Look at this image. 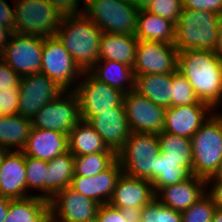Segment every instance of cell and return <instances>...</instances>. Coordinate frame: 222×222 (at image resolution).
Returning <instances> with one entry per match:
<instances>
[{"instance_id":"32","label":"cell","mask_w":222,"mask_h":222,"mask_svg":"<svg viewBox=\"0 0 222 222\" xmlns=\"http://www.w3.org/2000/svg\"><path fill=\"white\" fill-rule=\"evenodd\" d=\"M192 175V166H179L178 162H173L160 153L156 164V179L152 182L154 193L156 194L165 186L186 180Z\"/></svg>"},{"instance_id":"9","label":"cell","mask_w":222,"mask_h":222,"mask_svg":"<svg viewBox=\"0 0 222 222\" xmlns=\"http://www.w3.org/2000/svg\"><path fill=\"white\" fill-rule=\"evenodd\" d=\"M74 91L78 96L82 120L122 106L125 96V92L97 80L88 71L82 73Z\"/></svg>"},{"instance_id":"43","label":"cell","mask_w":222,"mask_h":222,"mask_svg":"<svg viewBox=\"0 0 222 222\" xmlns=\"http://www.w3.org/2000/svg\"><path fill=\"white\" fill-rule=\"evenodd\" d=\"M95 222H128L119 208L109 203L100 205Z\"/></svg>"},{"instance_id":"13","label":"cell","mask_w":222,"mask_h":222,"mask_svg":"<svg viewBox=\"0 0 222 222\" xmlns=\"http://www.w3.org/2000/svg\"><path fill=\"white\" fill-rule=\"evenodd\" d=\"M123 106L131 132L159 134L163 131L165 107L135 90L125 93Z\"/></svg>"},{"instance_id":"55","label":"cell","mask_w":222,"mask_h":222,"mask_svg":"<svg viewBox=\"0 0 222 222\" xmlns=\"http://www.w3.org/2000/svg\"><path fill=\"white\" fill-rule=\"evenodd\" d=\"M0 115H1V94H0Z\"/></svg>"},{"instance_id":"12","label":"cell","mask_w":222,"mask_h":222,"mask_svg":"<svg viewBox=\"0 0 222 222\" xmlns=\"http://www.w3.org/2000/svg\"><path fill=\"white\" fill-rule=\"evenodd\" d=\"M64 91L43 73L20 77L18 114L32 119L44 105L54 101Z\"/></svg>"},{"instance_id":"2","label":"cell","mask_w":222,"mask_h":222,"mask_svg":"<svg viewBox=\"0 0 222 222\" xmlns=\"http://www.w3.org/2000/svg\"><path fill=\"white\" fill-rule=\"evenodd\" d=\"M103 31L84 13L64 15L55 36L84 72L99 60Z\"/></svg>"},{"instance_id":"46","label":"cell","mask_w":222,"mask_h":222,"mask_svg":"<svg viewBox=\"0 0 222 222\" xmlns=\"http://www.w3.org/2000/svg\"><path fill=\"white\" fill-rule=\"evenodd\" d=\"M120 211L128 222H140L141 220L142 208L125 207L120 208Z\"/></svg>"},{"instance_id":"22","label":"cell","mask_w":222,"mask_h":222,"mask_svg":"<svg viewBox=\"0 0 222 222\" xmlns=\"http://www.w3.org/2000/svg\"><path fill=\"white\" fill-rule=\"evenodd\" d=\"M68 151V135L33 127L22 150L24 155L50 161Z\"/></svg>"},{"instance_id":"19","label":"cell","mask_w":222,"mask_h":222,"mask_svg":"<svg viewBox=\"0 0 222 222\" xmlns=\"http://www.w3.org/2000/svg\"><path fill=\"white\" fill-rule=\"evenodd\" d=\"M156 198L152 182L122 172L109 204L115 208H143Z\"/></svg>"},{"instance_id":"51","label":"cell","mask_w":222,"mask_h":222,"mask_svg":"<svg viewBox=\"0 0 222 222\" xmlns=\"http://www.w3.org/2000/svg\"><path fill=\"white\" fill-rule=\"evenodd\" d=\"M212 222H222V208H216Z\"/></svg>"},{"instance_id":"28","label":"cell","mask_w":222,"mask_h":222,"mask_svg":"<svg viewBox=\"0 0 222 222\" xmlns=\"http://www.w3.org/2000/svg\"><path fill=\"white\" fill-rule=\"evenodd\" d=\"M68 150L74 156L97 152H114L105 145L102 137L86 121L80 120L68 134Z\"/></svg>"},{"instance_id":"35","label":"cell","mask_w":222,"mask_h":222,"mask_svg":"<svg viewBox=\"0 0 222 222\" xmlns=\"http://www.w3.org/2000/svg\"><path fill=\"white\" fill-rule=\"evenodd\" d=\"M140 222H182L181 212L163 205L154 198L142 208Z\"/></svg>"},{"instance_id":"31","label":"cell","mask_w":222,"mask_h":222,"mask_svg":"<svg viewBox=\"0 0 222 222\" xmlns=\"http://www.w3.org/2000/svg\"><path fill=\"white\" fill-rule=\"evenodd\" d=\"M160 153L179 166H192L193 154L191 139L161 131L157 134Z\"/></svg>"},{"instance_id":"36","label":"cell","mask_w":222,"mask_h":222,"mask_svg":"<svg viewBox=\"0 0 222 222\" xmlns=\"http://www.w3.org/2000/svg\"><path fill=\"white\" fill-rule=\"evenodd\" d=\"M216 205L206 193L190 208L181 212L182 222H212Z\"/></svg>"},{"instance_id":"34","label":"cell","mask_w":222,"mask_h":222,"mask_svg":"<svg viewBox=\"0 0 222 222\" xmlns=\"http://www.w3.org/2000/svg\"><path fill=\"white\" fill-rule=\"evenodd\" d=\"M117 160L115 152H97L74 156V175L91 177L108 169Z\"/></svg>"},{"instance_id":"26","label":"cell","mask_w":222,"mask_h":222,"mask_svg":"<svg viewBox=\"0 0 222 222\" xmlns=\"http://www.w3.org/2000/svg\"><path fill=\"white\" fill-rule=\"evenodd\" d=\"M172 73L135 75V91L153 103L172 107Z\"/></svg>"},{"instance_id":"16","label":"cell","mask_w":222,"mask_h":222,"mask_svg":"<svg viewBox=\"0 0 222 222\" xmlns=\"http://www.w3.org/2000/svg\"><path fill=\"white\" fill-rule=\"evenodd\" d=\"M214 112L209 105L200 101L197 104L168 107L163 131L191 139Z\"/></svg>"},{"instance_id":"52","label":"cell","mask_w":222,"mask_h":222,"mask_svg":"<svg viewBox=\"0 0 222 222\" xmlns=\"http://www.w3.org/2000/svg\"><path fill=\"white\" fill-rule=\"evenodd\" d=\"M207 179H222V162L220 164V167H219L218 171L215 173V175L211 176Z\"/></svg>"},{"instance_id":"50","label":"cell","mask_w":222,"mask_h":222,"mask_svg":"<svg viewBox=\"0 0 222 222\" xmlns=\"http://www.w3.org/2000/svg\"><path fill=\"white\" fill-rule=\"evenodd\" d=\"M136 8L140 9H145L147 5L152 1V0H130Z\"/></svg>"},{"instance_id":"4","label":"cell","mask_w":222,"mask_h":222,"mask_svg":"<svg viewBox=\"0 0 222 222\" xmlns=\"http://www.w3.org/2000/svg\"><path fill=\"white\" fill-rule=\"evenodd\" d=\"M192 174L214 176L222 162V111H215L191 137Z\"/></svg>"},{"instance_id":"3","label":"cell","mask_w":222,"mask_h":222,"mask_svg":"<svg viewBox=\"0 0 222 222\" xmlns=\"http://www.w3.org/2000/svg\"><path fill=\"white\" fill-rule=\"evenodd\" d=\"M222 16L212 11L182 8L175 23L174 46L186 50L215 51Z\"/></svg>"},{"instance_id":"54","label":"cell","mask_w":222,"mask_h":222,"mask_svg":"<svg viewBox=\"0 0 222 222\" xmlns=\"http://www.w3.org/2000/svg\"><path fill=\"white\" fill-rule=\"evenodd\" d=\"M45 222H57V221L54 220L51 216H49Z\"/></svg>"},{"instance_id":"8","label":"cell","mask_w":222,"mask_h":222,"mask_svg":"<svg viewBox=\"0 0 222 222\" xmlns=\"http://www.w3.org/2000/svg\"><path fill=\"white\" fill-rule=\"evenodd\" d=\"M40 73L46 74L65 91H74L83 71L56 36L43 38Z\"/></svg>"},{"instance_id":"24","label":"cell","mask_w":222,"mask_h":222,"mask_svg":"<svg viewBox=\"0 0 222 222\" xmlns=\"http://www.w3.org/2000/svg\"><path fill=\"white\" fill-rule=\"evenodd\" d=\"M135 36L142 41L174 44L175 23L145 9H140Z\"/></svg>"},{"instance_id":"44","label":"cell","mask_w":222,"mask_h":222,"mask_svg":"<svg viewBox=\"0 0 222 222\" xmlns=\"http://www.w3.org/2000/svg\"><path fill=\"white\" fill-rule=\"evenodd\" d=\"M13 7L8 4L6 0H0V23L7 26L12 32L14 31L15 23V8L14 0H12Z\"/></svg>"},{"instance_id":"14","label":"cell","mask_w":222,"mask_h":222,"mask_svg":"<svg viewBox=\"0 0 222 222\" xmlns=\"http://www.w3.org/2000/svg\"><path fill=\"white\" fill-rule=\"evenodd\" d=\"M178 51L174 44L138 40L134 75L167 74L177 70Z\"/></svg>"},{"instance_id":"37","label":"cell","mask_w":222,"mask_h":222,"mask_svg":"<svg viewBox=\"0 0 222 222\" xmlns=\"http://www.w3.org/2000/svg\"><path fill=\"white\" fill-rule=\"evenodd\" d=\"M172 107L197 104L200 100L188 80L177 70L172 73Z\"/></svg>"},{"instance_id":"48","label":"cell","mask_w":222,"mask_h":222,"mask_svg":"<svg viewBox=\"0 0 222 222\" xmlns=\"http://www.w3.org/2000/svg\"><path fill=\"white\" fill-rule=\"evenodd\" d=\"M12 199L0 195V222H4Z\"/></svg>"},{"instance_id":"38","label":"cell","mask_w":222,"mask_h":222,"mask_svg":"<svg viewBox=\"0 0 222 222\" xmlns=\"http://www.w3.org/2000/svg\"><path fill=\"white\" fill-rule=\"evenodd\" d=\"M145 10L176 23L182 10V0H152Z\"/></svg>"},{"instance_id":"15","label":"cell","mask_w":222,"mask_h":222,"mask_svg":"<svg viewBox=\"0 0 222 222\" xmlns=\"http://www.w3.org/2000/svg\"><path fill=\"white\" fill-rule=\"evenodd\" d=\"M50 216L57 222H95L100 204L67 187L50 201Z\"/></svg>"},{"instance_id":"49","label":"cell","mask_w":222,"mask_h":222,"mask_svg":"<svg viewBox=\"0 0 222 222\" xmlns=\"http://www.w3.org/2000/svg\"><path fill=\"white\" fill-rule=\"evenodd\" d=\"M215 53L222 59V20L219 26V31H218V43L216 46Z\"/></svg>"},{"instance_id":"11","label":"cell","mask_w":222,"mask_h":222,"mask_svg":"<svg viewBox=\"0 0 222 222\" xmlns=\"http://www.w3.org/2000/svg\"><path fill=\"white\" fill-rule=\"evenodd\" d=\"M43 38L12 32L2 60L20 77L40 73Z\"/></svg>"},{"instance_id":"18","label":"cell","mask_w":222,"mask_h":222,"mask_svg":"<svg viewBox=\"0 0 222 222\" xmlns=\"http://www.w3.org/2000/svg\"><path fill=\"white\" fill-rule=\"evenodd\" d=\"M122 172V167L119 161L116 160L108 169L95 176H73L70 188L100 205L106 204L109 203L116 182Z\"/></svg>"},{"instance_id":"42","label":"cell","mask_w":222,"mask_h":222,"mask_svg":"<svg viewBox=\"0 0 222 222\" xmlns=\"http://www.w3.org/2000/svg\"><path fill=\"white\" fill-rule=\"evenodd\" d=\"M20 76L0 57V91L19 87Z\"/></svg>"},{"instance_id":"40","label":"cell","mask_w":222,"mask_h":222,"mask_svg":"<svg viewBox=\"0 0 222 222\" xmlns=\"http://www.w3.org/2000/svg\"><path fill=\"white\" fill-rule=\"evenodd\" d=\"M64 15L83 14L88 5V0H47Z\"/></svg>"},{"instance_id":"21","label":"cell","mask_w":222,"mask_h":222,"mask_svg":"<svg viewBox=\"0 0 222 222\" xmlns=\"http://www.w3.org/2000/svg\"><path fill=\"white\" fill-rule=\"evenodd\" d=\"M0 195L14 199L26 198V166L22 151H7L0 168Z\"/></svg>"},{"instance_id":"45","label":"cell","mask_w":222,"mask_h":222,"mask_svg":"<svg viewBox=\"0 0 222 222\" xmlns=\"http://www.w3.org/2000/svg\"><path fill=\"white\" fill-rule=\"evenodd\" d=\"M206 193L218 208H222V179H206Z\"/></svg>"},{"instance_id":"33","label":"cell","mask_w":222,"mask_h":222,"mask_svg":"<svg viewBox=\"0 0 222 222\" xmlns=\"http://www.w3.org/2000/svg\"><path fill=\"white\" fill-rule=\"evenodd\" d=\"M25 166L26 198L38 196L47 199V161L25 155Z\"/></svg>"},{"instance_id":"53","label":"cell","mask_w":222,"mask_h":222,"mask_svg":"<svg viewBox=\"0 0 222 222\" xmlns=\"http://www.w3.org/2000/svg\"><path fill=\"white\" fill-rule=\"evenodd\" d=\"M8 150L0 147V168H1V165H2V162H3V159H4V156H5V153L7 152Z\"/></svg>"},{"instance_id":"27","label":"cell","mask_w":222,"mask_h":222,"mask_svg":"<svg viewBox=\"0 0 222 222\" xmlns=\"http://www.w3.org/2000/svg\"><path fill=\"white\" fill-rule=\"evenodd\" d=\"M33 126L22 115H0V147L8 151H22Z\"/></svg>"},{"instance_id":"30","label":"cell","mask_w":222,"mask_h":222,"mask_svg":"<svg viewBox=\"0 0 222 222\" xmlns=\"http://www.w3.org/2000/svg\"><path fill=\"white\" fill-rule=\"evenodd\" d=\"M47 200L70 187L74 175V155L67 152L47 161Z\"/></svg>"},{"instance_id":"7","label":"cell","mask_w":222,"mask_h":222,"mask_svg":"<svg viewBox=\"0 0 222 222\" xmlns=\"http://www.w3.org/2000/svg\"><path fill=\"white\" fill-rule=\"evenodd\" d=\"M138 12L130 0H88L84 14L103 32L135 35Z\"/></svg>"},{"instance_id":"20","label":"cell","mask_w":222,"mask_h":222,"mask_svg":"<svg viewBox=\"0 0 222 222\" xmlns=\"http://www.w3.org/2000/svg\"><path fill=\"white\" fill-rule=\"evenodd\" d=\"M206 194V179L192 175L175 185L161 188L156 198L165 206L182 212Z\"/></svg>"},{"instance_id":"39","label":"cell","mask_w":222,"mask_h":222,"mask_svg":"<svg viewBox=\"0 0 222 222\" xmlns=\"http://www.w3.org/2000/svg\"><path fill=\"white\" fill-rule=\"evenodd\" d=\"M1 94V115L18 114L19 87L5 89L0 91Z\"/></svg>"},{"instance_id":"47","label":"cell","mask_w":222,"mask_h":222,"mask_svg":"<svg viewBox=\"0 0 222 222\" xmlns=\"http://www.w3.org/2000/svg\"><path fill=\"white\" fill-rule=\"evenodd\" d=\"M11 33L12 31L7 26L0 23V56L4 53Z\"/></svg>"},{"instance_id":"6","label":"cell","mask_w":222,"mask_h":222,"mask_svg":"<svg viewBox=\"0 0 222 222\" xmlns=\"http://www.w3.org/2000/svg\"><path fill=\"white\" fill-rule=\"evenodd\" d=\"M14 33L53 37L57 33L63 15L47 0H14Z\"/></svg>"},{"instance_id":"25","label":"cell","mask_w":222,"mask_h":222,"mask_svg":"<svg viewBox=\"0 0 222 222\" xmlns=\"http://www.w3.org/2000/svg\"><path fill=\"white\" fill-rule=\"evenodd\" d=\"M88 72L97 80L127 93L135 90L133 67L113 60H98Z\"/></svg>"},{"instance_id":"5","label":"cell","mask_w":222,"mask_h":222,"mask_svg":"<svg viewBox=\"0 0 222 222\" xmlns=\"http://www.w3.org/2000/svg\"><path fill=\"white\" fill-rule=\"evenodd\" d=\"M160 155L157 134L131 132L117 160L123 173L153 182L156 179V164Z\"/></svg>"},{"instance_id":"1","label":"cell","mask_w":222,"mask_h":222,"mask_svg":"<svg viewBox=\"0 0 222 222\" xmlns=\"http://www.w3.org/2000/svg\"><path fill=\"white\" fill-rule=\"evenodd\" d=\"M177 71L188 80L200 102L222 111V59L215 51L178 52Z\"/></svg>"},{"instance_id":"17","label":"cell","mask_w":222,"mask_h":222,"mask_svg":"<svg viewBox=\"0 0 222 222\" xmlns=\"http://www.w3.org/2000/svg\"><path fill=\"white\" fill-rule=\"evenodd\" d=\"M86 121L102 137L108 149L116 154L123 148L131 134L123 105L90 116Z\"/></svg>"},{"instance_id":"23","label":"cell","mask_w":222,"mask_h":222,"mask_svg":"<svg viewBox=\"0 0 222 222\" xmlns=\"http://www.w3.org/2000/svg\"><path fill=\"white\" fill-rule=\"evenodd\" d=\"M138 39L135 35H119L103 32L99 60H113L133 67Z\"/></svg>"},{"instance_id":"41","label":"cell","mask_w":222,"mask_h":222,"mask_svg":"<svg viewBox=\"0 0 222 222\" xmlns=\"http://www.w3.org/2000/svg\"><path fill=\"white\" fill-rule=\"evenodd\" d=\"M182 8L212 11L222 16V0H182Z\"/></svg>"},{"instance_id":"29","label":"cell","mask_w":222,"mask_h":222,"mask_svg":"<svg viewBox=\"0 0 222 222\" xmlns=\"http://www.w3.org/2000/svg\"><path fill=\"white\" fill-rule=\"evenodd\" d=\"M49 216V200L30 196L11 200L4 222H45Z\"/></svg>"},{"instance_id":"10","label":"cell","mask_w":222,"mask_h":222,"mask_svg":"<svg viewBox=\"0 0 222 222\" xmlns=\"http://www.w3.org/2000/svg\"><path fill=\"white\" fill-rule=\"evenodd\" d=\"M81 120L79 100L75 91H64L54 101L44 105L31 119L38 129L61 132L66 135Z\"/></svg>"}]
</instances>
